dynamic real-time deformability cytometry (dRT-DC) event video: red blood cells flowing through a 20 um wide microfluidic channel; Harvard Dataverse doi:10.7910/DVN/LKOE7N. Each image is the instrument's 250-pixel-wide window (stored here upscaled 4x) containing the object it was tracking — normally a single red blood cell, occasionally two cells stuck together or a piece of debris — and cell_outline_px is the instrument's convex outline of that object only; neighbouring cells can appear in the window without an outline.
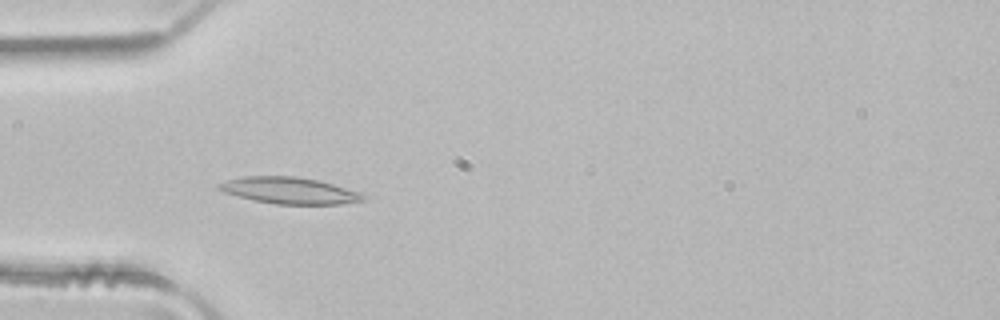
{"species": "common noctule bat (a hibernating species)", "species_latin": "Nyctalus noctula", "temperature_condition": "room temperature", "stored_images_in_passage": 4, "camera_frame_rate_fps": 3000, "um_per_image_px": 0.085, "animal": {"sex": "male", "body_mass_g": 21.5, "forearm_length_mm": 52.0}, "frame": {"image": 1, "passage_image": 4, "time_ms": 1.0, "image_size_px": [1000, 320], "cell_outline_px": [[364, 200], [340, 204], [276, 204], [256, 200], [224, 192], [216, 188], [216, 184], [228, 180], [244, 176], [296, 176], [320, 180], [360, 192], [364, 196]], "centroid_in_image_um": [24.6, 16.18], "position_along_channel_um": 60.4, "area_um2": 22.14}}